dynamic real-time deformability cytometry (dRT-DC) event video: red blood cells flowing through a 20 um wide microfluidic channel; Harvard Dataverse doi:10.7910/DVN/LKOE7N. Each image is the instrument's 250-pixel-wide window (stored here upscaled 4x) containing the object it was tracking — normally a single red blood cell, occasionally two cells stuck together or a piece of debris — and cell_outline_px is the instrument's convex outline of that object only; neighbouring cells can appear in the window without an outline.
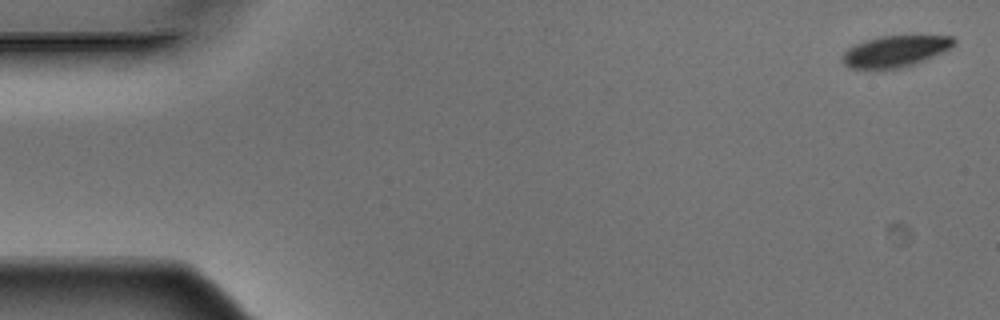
{"species": "Egyptian fruit bat (a non-hibernating species)", "species_latin": "Rousettus aegyptiacus", "temperature_condition": "warm", "stored_images_in_passage": 8, "camera_frame_rate_fps": 3000, "um_per_image_px": 0.085, "animal": {"sex": "male"}, "frame": {"image": 1, "passage_image": 1, "time_ms": 0.0, "image_size_px": [1000, 320], "cell_outline_px": [[956, 44], [924, 60], [900, 68], [880, 72], [848, 68], [840, 60], [844, 52], [848, 48], [856, 44], [880, 36], [952, 36], [956, 40]], "centroid_in_image_um": [76.0, 4.41], "position_along_channel_um": 9.0, "area_um2": 20.63}}
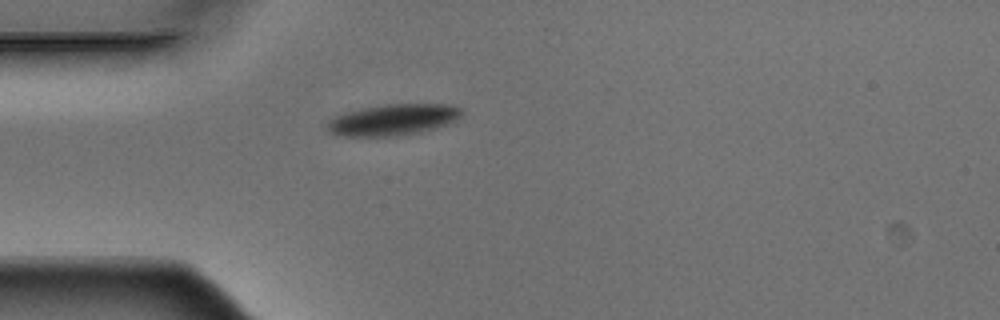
{"frame": {"image": 2, "passage_image": 5, "time_ms": 1.333, "image_size_px": [1000, 320], "cell_outline_px": [[464, 112], [456, 120], [448, 124], [420, 132], [396, 136], [344, 136], [328, 132], [324, 124], [328, 120], [344, 112], [364, 108], [388, 104], [444, 104], [460, 108]], "centroid_in_image_um": [33.37, 10.18], "position_along_channel_um": 51.6, "area_um2": 24.45}}